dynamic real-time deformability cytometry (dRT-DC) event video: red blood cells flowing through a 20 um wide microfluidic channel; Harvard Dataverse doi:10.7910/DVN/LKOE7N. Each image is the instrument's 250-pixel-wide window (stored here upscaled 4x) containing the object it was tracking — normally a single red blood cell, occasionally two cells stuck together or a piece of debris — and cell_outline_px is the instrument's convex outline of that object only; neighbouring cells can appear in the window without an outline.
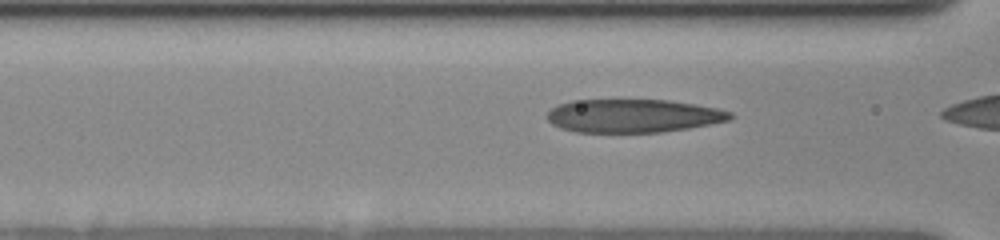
{"species": "human", "species_latin": "Homo sapiens", "temperature_condition": "cold", "stored_images_in_passage": 8, "camera_frame_rate_fps": 3000, "um_per_image_px": 0.085, "donor": {"sex": "female"}, "frame": {"image": 1, "passage_image": 5, "time_ms": 1.333, "image_size_px": [1000, 240], "cell_outline_px": [[732, 116], [728, 120], [688, 128], [660, 132], [576, 132], [560, 128], [552, 124], [548, 120], [548, 112], [552, 108], [560, 104], [572, 100], [668, 100], [696, 104], [716, 108], [732, 112]], "centroid_in_image_um": [53.8, 9.84], "position_along_channel_um": 112.8, "area_um2": 35.32}}